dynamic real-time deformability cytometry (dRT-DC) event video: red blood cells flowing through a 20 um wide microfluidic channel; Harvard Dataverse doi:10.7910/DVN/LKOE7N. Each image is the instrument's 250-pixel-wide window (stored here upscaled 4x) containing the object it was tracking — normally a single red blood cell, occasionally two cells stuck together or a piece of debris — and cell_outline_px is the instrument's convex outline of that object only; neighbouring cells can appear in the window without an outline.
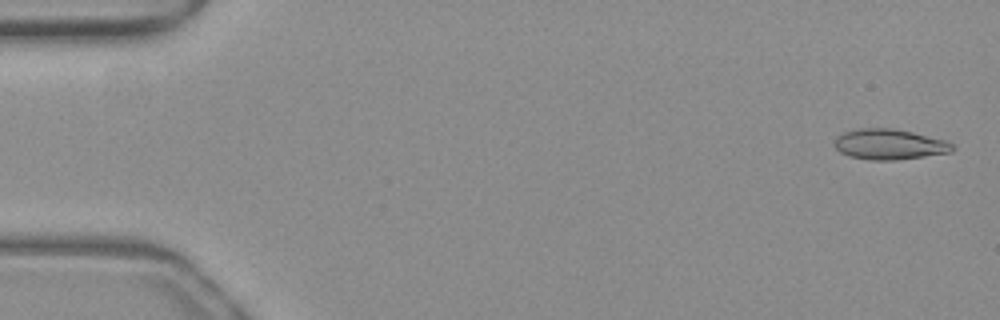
{"species": "common noctule bat (a hibernating species)", "species_latin": "Nyctalus noctula", "temperature_condition": "warm", "stored_images_in_passage": 52, "camera_frame_rate_fps": 3000, "um_per_image_px": 0.085, "animal": {"sex": "female", "body_mass_g": 19.3, "forearm_length_mm": 54.1}, "frame": {"image": 1, "passage_image": 2, "time_ms": 0.333, "image_size_px": [1000, 320], "cell_outline_px": [[956, 148], [952, 152], [896, 160], [868, 160], [848, 156], [840, 152], [836, 148], [836, 136], [844, 132], [856, 128], [892, 128], [912, 132], [944, 140], [952, 144]], "centroid_in_image_um": [75.58, 12.27], "position_along_channel_um": 9.4, "area_um2": 20.92}}
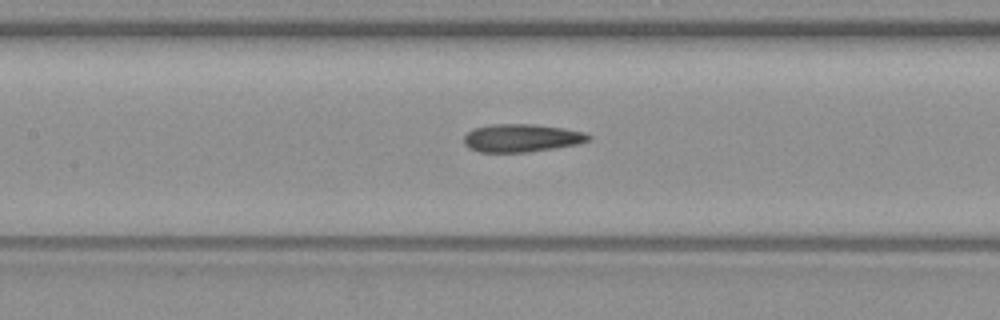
{"frame": {"image": 2, "passage_image": 24, "time_ms": 7.667, "image_size_px": [1000, 320], "cell_outline_px": [[592, 140], [576, 144], [528, 152], [480, 152], [468, 148], [464, 144], [464, 136], [472, 128], [492, 124], [536, 124], [564, 128], [584, 132], [592, 136]], "centroid_in_image_um": [44.32, 11.72], "position_along_channel_um": 163.1, "area_um2": 20.4}}
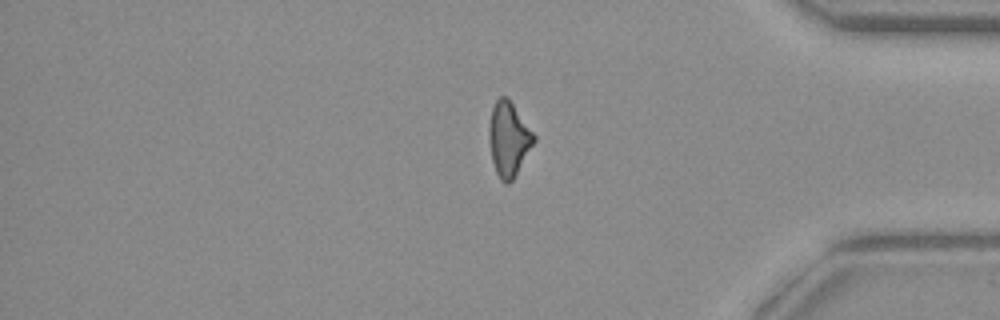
{"frame": {"image": 3, "passage_image": 43, "time_ms": 14.0, "image_size_px": [1000, 320], "cell_outline_px": [[536, 140], [512, 180], [508, 184], [504, 184], [500, 180], [496, 172], [492, 160], [488, 136], [488, 124], [492, 108], [496, 100], [500, 96], [508, 96], [536, 136]], "centroid_in_image_um": [43.22, 11.79], "position_along_channel_um": 392.0, "area_um2": 19.54}, "authors_computed_cell_mechanics": {"area_um2": 20.1144, "velocity_mm_per_s": 4.0088, "shape_relaxation_time_tau1_ms": null, "shape_relaxation_time_tau2_ms": 3.4306, "deformation_change_tau1": null, "deformation_change_tau2": 0.1219}}